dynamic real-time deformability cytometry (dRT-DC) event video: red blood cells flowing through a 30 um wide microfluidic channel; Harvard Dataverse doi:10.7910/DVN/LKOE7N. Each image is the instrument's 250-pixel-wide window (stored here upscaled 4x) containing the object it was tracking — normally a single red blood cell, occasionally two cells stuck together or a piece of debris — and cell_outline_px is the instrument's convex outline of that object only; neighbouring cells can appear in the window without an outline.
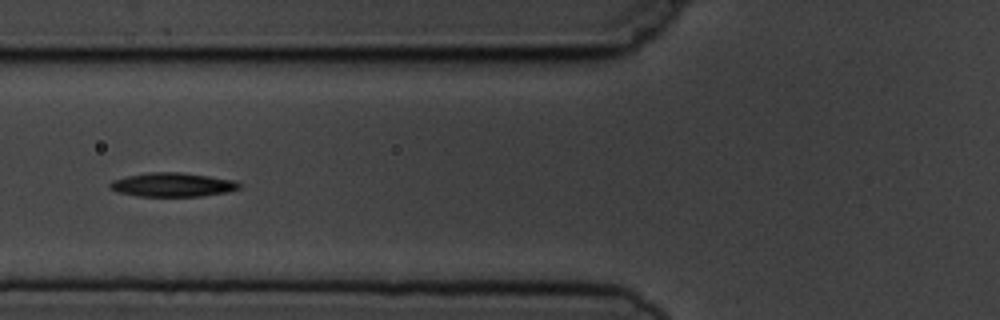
{"species": "common noctule bat (a hibernating species)", "species_latin": "Nyctalus noctula", "temperature_condition": "cold", "stored_images_in_passage": 8, "camera_frame_rate_fps": 3000, "um_per_image_px": 0.085, "animal": {"sex": "male", "body_mass_g": 19.5, "forearm_length_mm": 54.6}, "frame": {"image": 1, "passage_image": 5, "time_ms": 4.667, "image_size_px": [1000, 320], "cell_outline_px": [[244, 184], [240, 188], [228, 192], [200, 196], [136, 196], [116, 192], [108, 188], [108, 184], [112, 180], [124, 176], [148, 172], [180, 172], [208, 176], [232, 180]], "centroid_in_image_um": [14.61, 15.7], "position_along_channel_um": 111.2, "area_um2": 18.26}}
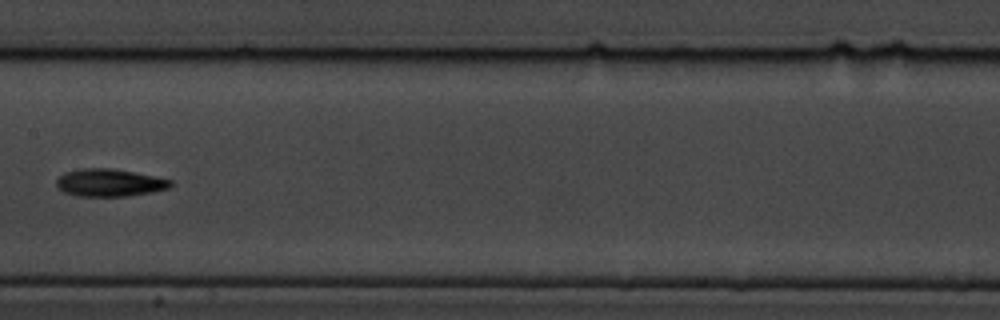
{"frame": {"image": 2, "passage_image": 7, "time_ms": 7.0, "image_size_px": [1000, 320], "cell_outline_px": [[172, 184], [168, 188], [152, 192], [128, 196], [76, 196], [64, 192], [56, 184], [56, 180], [64, 172], [80, 168], [112, 168], [172, 180]], "centroid_in_image_um": [9.27, 15.53], "position_along_channel_um": 198.1, "area_um2": 18.21}}
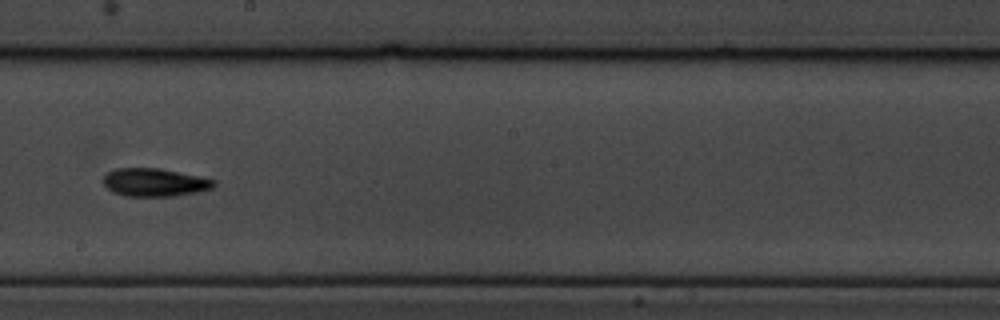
{"frame": {"image": 3, "passage_image": 8, "time_ms": 8.0, "image_size_px": [1000, 320], "cell_outline_px": [[216, 184], [212, 188], [196, 192], [172, 196], [124, 196], [112, 192], [104, 184], [104, 176], [108, 172], [116, 168], [160, 168], [216, 180]], "centroid_in_image_um": [13.13, 15.5], "position_along_channel_um": 235.1, "area_um2": 17.98}}